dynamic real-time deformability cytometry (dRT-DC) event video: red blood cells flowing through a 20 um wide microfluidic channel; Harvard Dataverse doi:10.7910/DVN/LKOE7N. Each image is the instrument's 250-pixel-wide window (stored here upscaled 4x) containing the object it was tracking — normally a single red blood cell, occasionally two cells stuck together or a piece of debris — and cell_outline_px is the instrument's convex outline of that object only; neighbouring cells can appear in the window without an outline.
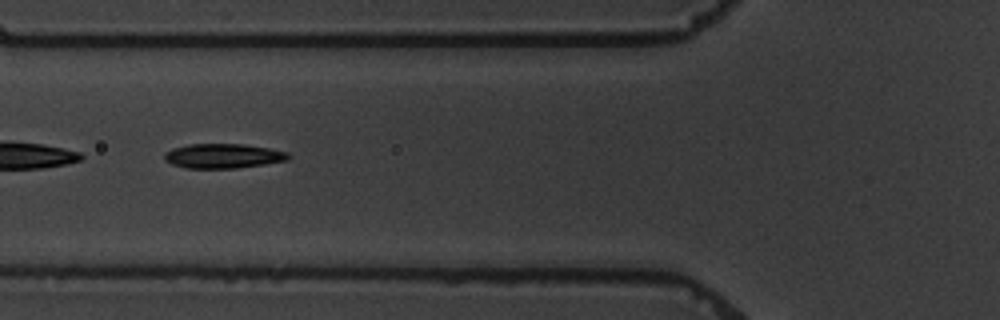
{"species": "common noctule bat (a hibernating species)", "species_latin": "Nyctalus noctula", "temperature_condition": "warm", "stored_images_in_passage": 8, "camera_frame_rate_fps": 3000, "um_per_image_px": 0.085, "animal": {"sex": "male", "body_mass_g": 19.5, "forearm_length_mm": 54.6}, "frame": {"image": 1, "passage_image": 5, "time_ms": 5.333, "image_size_px": [1000, 320], "cell_outline_px": [[292, 156], [288, 160], [264, 164], [236, 168], [184, 168], [172, 164], [164, 160], [164, 152], [172, 148], [188, 144], [244, 144], [268, 148], [288, 152]], "centroid_in_image_um": [18.95, 13.25], "position_along_channel_um": 106.9, "area_um2": 17.86}}
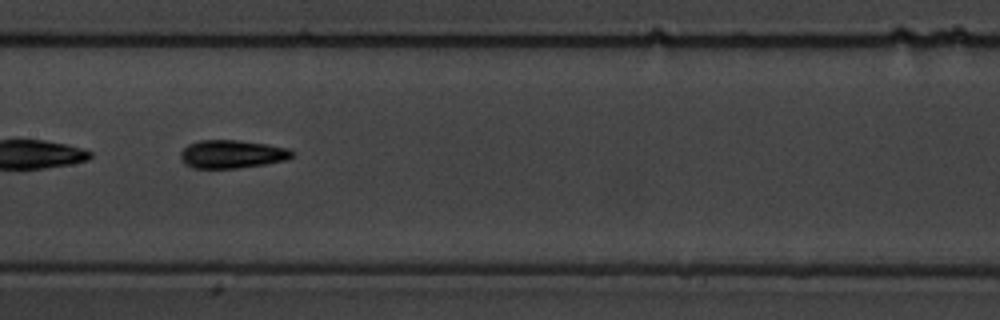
{"frame": {"image": 2, "passage_image": 7, "time_ms": 7.667, "image_size_px": [1000, 320], "cell_outline_px": [[296, 152], [288, 160], [264, 164], [236, 168], [192, 168], [180, 156], [180, 152], [188, 144], [200, 140], [240, 140], [268, 144], [288, 148]], "centroid_in_image_um": [19.77, 13.09], "position_along_channel_um": 187.6, "area_um2": 18.32}}